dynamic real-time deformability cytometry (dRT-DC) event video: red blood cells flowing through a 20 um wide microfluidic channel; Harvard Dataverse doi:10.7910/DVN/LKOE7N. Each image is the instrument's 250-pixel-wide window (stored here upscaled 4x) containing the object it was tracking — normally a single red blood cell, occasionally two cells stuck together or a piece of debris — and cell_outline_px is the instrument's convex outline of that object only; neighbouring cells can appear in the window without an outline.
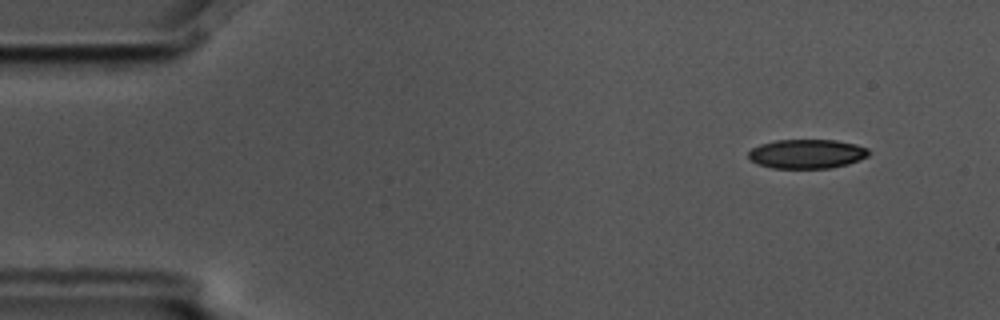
{"species": "common noctule bat (a hibernating species)", "species_latin": "Nyctalus noctula", "temperature_condition": "cold", "stored_images_in_passage": 6, "camera_frame_rate_fps": 3000, "um_per_image_px": 0.085, "animal": {"sex": "male", "body_mass_g": 17.5, "forearm_length_mm": 52.3}, "frame": {"image": 1, "passage_image": 2, "time_ms": 0.333, "image_size_px": [1000, 320], "cell_outline_px": [[872, 152], [868, 156], [860, 160], [848, 164], [832, 168], [772, 168], [756, 164], [748, 156], [748, 152], [752, 148], [760, 144], [776, 140], [836, 140], [856, 144], [868, 148]], "centroid_in_image_um": [68.61, 13.08], "position_along_channel_um": 16.4, "area_um2": 20.69}}
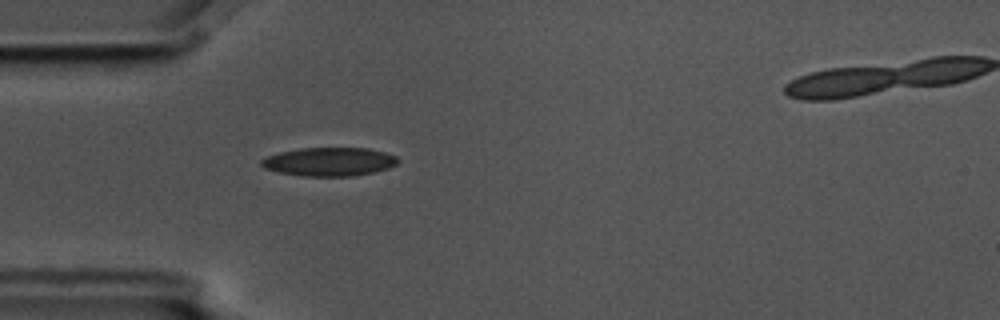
{"frame": {"image": 2, "passage_image": 5, "time_ms": 1.333, "image_size_px": [1000, 320], "cell_outline_px": [[400, 160], [396, 164], [388, 168], [372, 172], [352, 176], [304, 176], [280, 172], [264, 168], [260, 164], [260, 160], [268, 156], [280, 152], [300, 148], [368, 148], [384, 152], [396, 156]], "centroid_in_image_um": [27.99, 13.74], "position_along_channel_um": 57.0, "area_um2": 22.6}}